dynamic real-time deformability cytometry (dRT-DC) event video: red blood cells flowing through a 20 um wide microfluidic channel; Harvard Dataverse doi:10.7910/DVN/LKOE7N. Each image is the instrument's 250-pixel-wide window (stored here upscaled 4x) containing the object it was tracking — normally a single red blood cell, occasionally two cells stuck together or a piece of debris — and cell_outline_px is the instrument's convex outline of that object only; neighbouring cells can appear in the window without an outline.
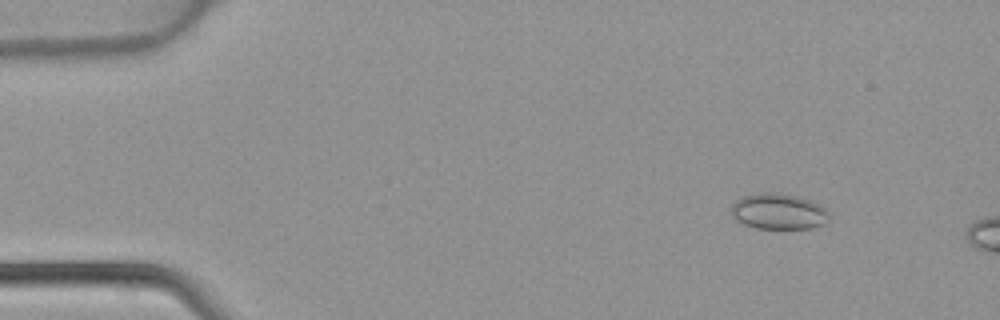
{"species": "common noctule bat (a hibernating species)", "species_latin": "Nyctalus noctula", "temperature_condition": "warm", "stored_images_in_passage": 4, "camera_frame_rate_fps": 3000, "um_per_image_px": 0.085, "animal": {"sex": "female", "body_mass_g": 22.7, "forearm_length_mm": 54.2}, "frame": {"image": 1, "passage_image": 1, "time_ms": 0.0, "image_size_px": [1000, 320], "cell_outline_px": [[828, 216], [824, 224], [812, 228], [756, 228], [744, 224], [736, 220], [732, 216], [732, 204], [736, 200], [744, 196], [760, 192], [780, 192], [796, 196], [820, 204], [828, 212]], "centroid_in_image_um": [66.15, 17.96], "position_along_channel_um": 18.8, "area_um2": 20.35}}
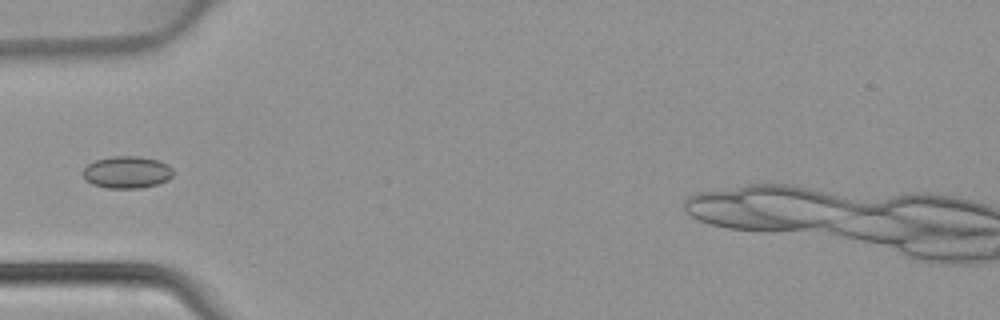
{"frame": {"image": 2, "passage_image": 4, "time_ms": 1.0, "image_size_px": [1000, 320], "cell_outline_px": [[176, 172], [168, 180], [156, 184], [140, 188], [108, 188], [92, 184], [84, 180], [80, 172], [88, 164], [96, 160], [112, 156], [140, 156], [160, 160], [168, 164]], "centroid_in_image_um": [10.79, 14.63], "position_along_channel_um": 74.2, "area_um2": 17.22}}